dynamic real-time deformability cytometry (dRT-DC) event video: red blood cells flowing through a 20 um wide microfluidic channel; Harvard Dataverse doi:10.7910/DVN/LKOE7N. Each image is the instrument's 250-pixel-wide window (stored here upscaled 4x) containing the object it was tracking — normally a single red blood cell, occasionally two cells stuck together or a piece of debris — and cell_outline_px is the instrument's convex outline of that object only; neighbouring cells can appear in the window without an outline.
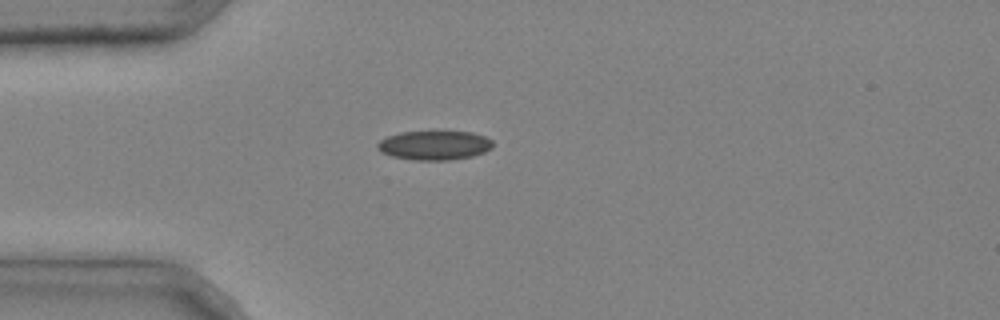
{"species": "common noctule bat (a hibernating species)", "species_latin": "Nyctalus noctula", "temperature_condition": "cold", "stored_images_in_passage": 3, "camera_frame_rate_fps": 3000, "um_per_image_px": 0.085, "animal": {"sex": "male", "body_mass_g": 20.4}, "frame": {"image": 1, "passage_image": 3, "time_ms": 0.667, "image_size_px": [1000, 320], "cell_outline_px": [[492, 148], [484, 152], [472, 156], [448, 160], [416, 160], [392, 156], [380, 152], [376, 148], [376, 144], [380, 140], [388, 136], [400, 132], [472, 132], [484, 136], [492, 140]], "centroid_in_image_um": [36.9, 12.35], "position_along_channel_um": 48.1, "area_um2": 19.54}}